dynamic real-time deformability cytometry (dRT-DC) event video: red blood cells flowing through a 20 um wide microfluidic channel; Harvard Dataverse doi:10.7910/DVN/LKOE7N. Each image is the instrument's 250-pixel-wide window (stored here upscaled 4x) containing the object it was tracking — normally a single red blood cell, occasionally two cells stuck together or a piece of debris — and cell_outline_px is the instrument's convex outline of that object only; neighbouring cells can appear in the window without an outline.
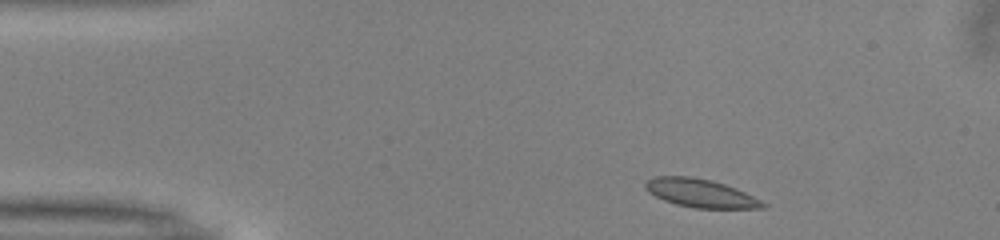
{"species": "common noctule bat (a hibernating species)", "species_latin": "Nyctalus noctula", "temperature_condition": "warm", "stored_images_in_passage": 44, "camera_frame_rate_fps": 3000, "um_per_image_px": 0.085, "animal": {"sex": "male", "body_mass_g": 13.0, "forearm_length_mm": 53.1}, "frame": {"image": 1, "passage_image": 1, "time_ms": 0.0, "image_size_px": [1000, 240], "cell_outline_px": [[768, 208], [692, 208], [676, 204], [664, 200], [648, 192], [644, 188], [644, 184], [648, 180], [656, 176], [692, 176], [712, 180], [736, 188], [768, 204]], "centroid_in_image_um": [59.54, 16.42], "position_along_channel_um": 25.5, "area_um2": 19.42}}
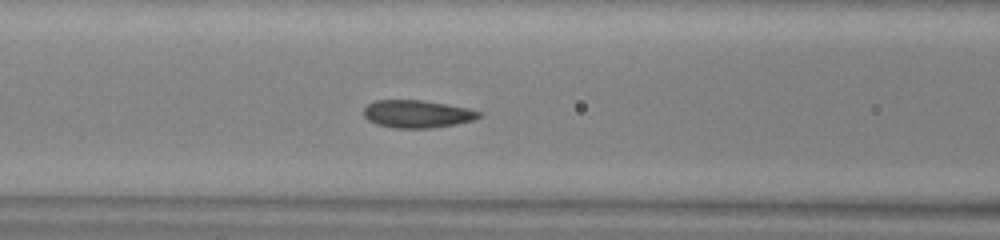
{"frame": {"image": 2, "passage_image": 14, "time_ms": 4.333, "image_size_px": [1000, 240], "cell_outline_px": [[480, 116], [472, 120], [456, 124], [432, 128], [396, 128], [376, 124], [368, 120], [364, 116], [364, 108], [368, 104], [376, 100], [420, 100], [468, 108], [480, 112]], "centroid_in_image_um": [35.42, 9.69], "position_along_channel_um": 131.2, "area_um2": 18.38}}
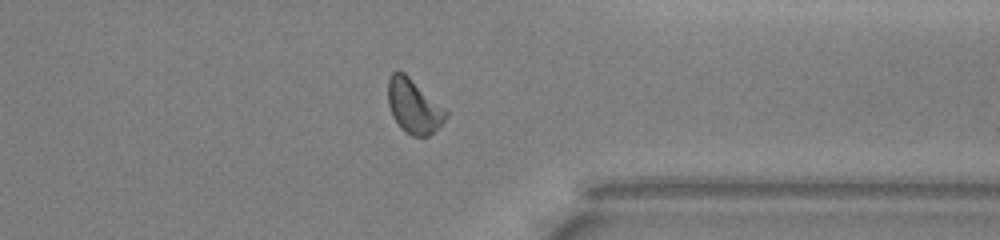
{"frame": {"image": 3, "passage_image": 33, "time_ms": 10.667, "image_size_px": [1000, 240], "cell_outline_px": [[448, 116], [428, 136], [412, 136], [404, 132], [400, 128], [392, 116], [388, 104], [388, 80], [392, 72], [404, 72], [448, 112]], "centroid_in_image_um": [35.13, 9.04], "position_along_channel_um": 376.3, "area_um2": 17.98}, "authors_computed_cell_mechanics": {"area_um2": 18.4382, "velocity_mm_per_s": 3.984, "shape_relaxation_time_tau1_ms": 2.3295, "shape_relaxation_time_tau2_ms": 1.0475, "deformation_change_tau1": 0.1075, "deformation_change_tau2": 0.0637}}